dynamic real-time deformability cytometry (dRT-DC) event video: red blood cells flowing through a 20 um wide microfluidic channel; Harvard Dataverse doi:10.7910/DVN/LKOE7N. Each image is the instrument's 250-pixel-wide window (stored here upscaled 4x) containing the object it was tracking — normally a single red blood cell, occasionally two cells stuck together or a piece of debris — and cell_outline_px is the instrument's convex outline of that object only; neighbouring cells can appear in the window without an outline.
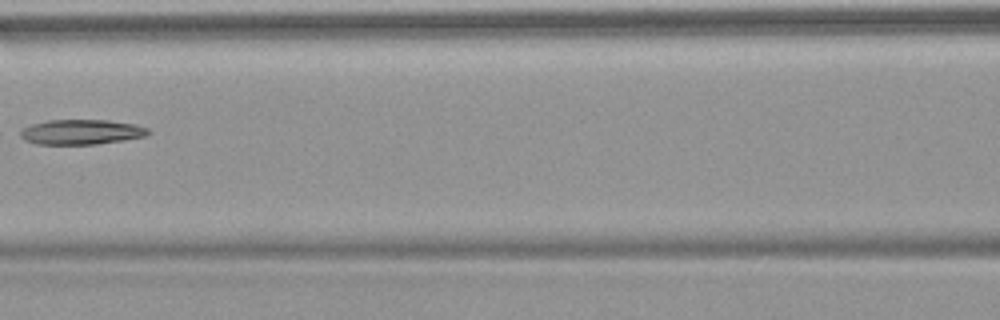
{"species": "common noctule bat (a hibernating species)", "species_latin": "Nyctalus noctula", "temperature_condition": "warm", "stored_images_in_passage": 4, "camera_frame_rate_fps": 3000, "um_per_image_px": 0.085, "animal": {"sex": "female", "body_mass_g": 18.4}, "frame": {"image": 1, "passage_image": 4, "time_ms": 3.667, "image_size_px": [1000, 320], "cell_outline_px": [[152, 132], [144, 136], [124, 140], [96, 144], [36, 144], [24, 140], [16, 132], [32, 124], [48, 120], [108, 120], [136, 124], [148, 128]], "centroid_in_image_um": [6.9, 11.22], "position_along_channel_um": 159.7, "area_um2": 18.73}}